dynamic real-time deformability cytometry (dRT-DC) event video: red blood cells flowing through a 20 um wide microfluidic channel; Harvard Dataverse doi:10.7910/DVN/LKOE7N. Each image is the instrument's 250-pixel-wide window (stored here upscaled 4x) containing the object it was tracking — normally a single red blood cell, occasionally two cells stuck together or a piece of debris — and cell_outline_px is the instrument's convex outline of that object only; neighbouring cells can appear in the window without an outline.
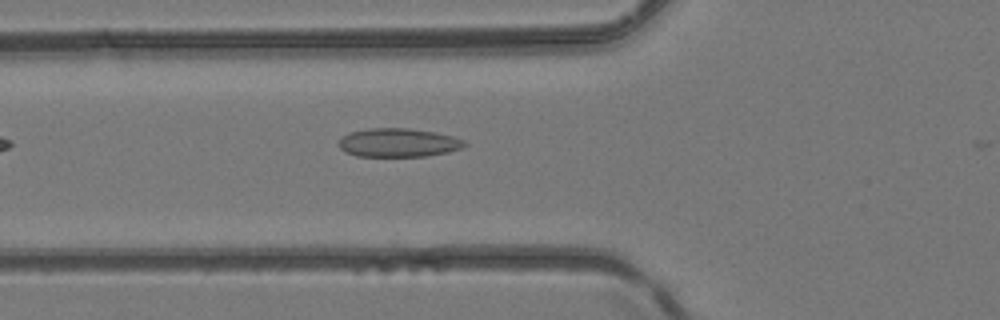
{"species": "common noctule bat (a hibernating species)", "species_latin": "Nyctalus noctula", "temperature_condition": "room temperature", "stored_images_in_passage": 2, "camera_frame_rate_fps": 3000, "um_per_image_px": 0.085, "animal": {"sex": "female", "body_mass_g": 24.6, "forearm_length_mm": 56.2}, "frame": {"image": 1, "passage_image": 2, "time_ms": 0.333, "image_size_px": [1000, 320], "cell_outline_px": [[468, 144], [464, 148], [448, 152], [428, 156], [356, 156], [344, 152], [340, 148], [340, 140], [344, 136], [352, 132], [368, 128], [408, 128], [432, 132], [452, 136], [464, 140]], "centroid_in_image_um": [33.89, 12.13], "position_along_channel_um": 91.9, "area_um2": 20.92}}